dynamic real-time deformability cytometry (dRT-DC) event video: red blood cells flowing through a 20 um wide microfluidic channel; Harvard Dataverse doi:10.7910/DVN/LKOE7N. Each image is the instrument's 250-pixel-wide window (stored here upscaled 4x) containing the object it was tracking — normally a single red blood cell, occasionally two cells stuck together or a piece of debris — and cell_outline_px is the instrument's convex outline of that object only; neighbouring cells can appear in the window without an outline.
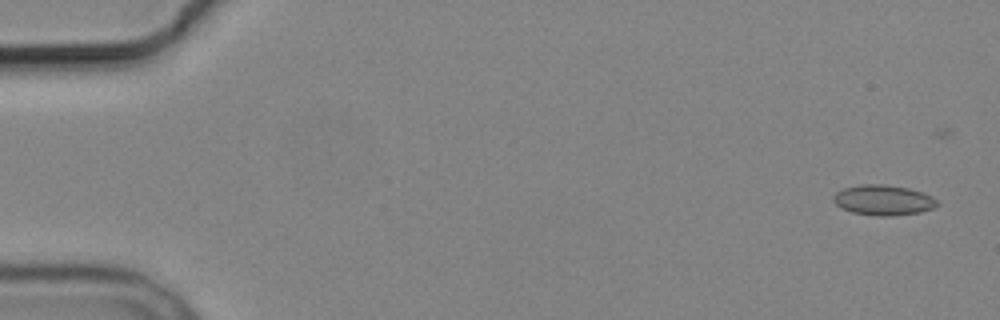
{"species": "common noctule bat (a hibernating species)", "species_latin": "Nyctalus noctula", "temperature_condition": "cold", "stored_images_in_passage": 4, "camera_frame_rate_fps": 3000, "um_per_image_px": 0.085, "animal": {"sex": "male", "body_mass_g": 19.2, "forearm_length_mm": 51.8}, "frame": {"image": 1, "passage_image": 1, "time_ms": 0.0, "image_size_px": [1000, 320], "cell_outline_px": [[940, 204], [932, 208], [920, 212], [892, 216], [880, 216], [852, 212], [840, 208], [832, 200], [832, 196], [836, 192], [844, 188], [860, 184], [884, 184], [908, 188], [932, 196]], "centroid_in_image_um": [75.05, 17.01], "position_along_channel_um": 9.9, "area_um2": 18.32}}